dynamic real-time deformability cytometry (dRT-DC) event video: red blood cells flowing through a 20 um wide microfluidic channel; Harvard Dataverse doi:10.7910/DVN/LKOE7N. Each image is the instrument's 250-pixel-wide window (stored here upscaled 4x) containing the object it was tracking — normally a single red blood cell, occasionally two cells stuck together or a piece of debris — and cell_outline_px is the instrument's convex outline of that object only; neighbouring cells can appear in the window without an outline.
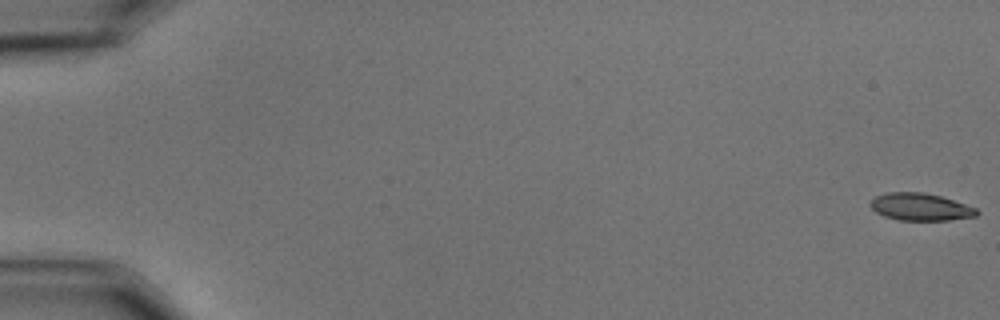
{"species": "common noctule bat (a hibernating species)", "species_latin": "Nyctalus noctula", "temperature_condition": "cold", "stored_images_in_passage": 59, "camera_frame_rate_fps": 3000, "um_per_image_px": 0.085, "animal": {"sex": "male", "body_mass_g": 15.6}, "frame": {"image": 1, "passage_image": 1, "time_ms": 0.0, "image_size_px": [1000, 320], "cell_outline_px": [[980, 212], [976, 216], [948, 220], [900, 220], [884, 216], [876, 212], [868, 204], [876, 196], [888, 192], [924, 192], [940, 196], [976, 208]], "centroid_in_image_um": [78.22, 17.59], "position_along_channel_um": 6.8, "area_um2": 16.82}}
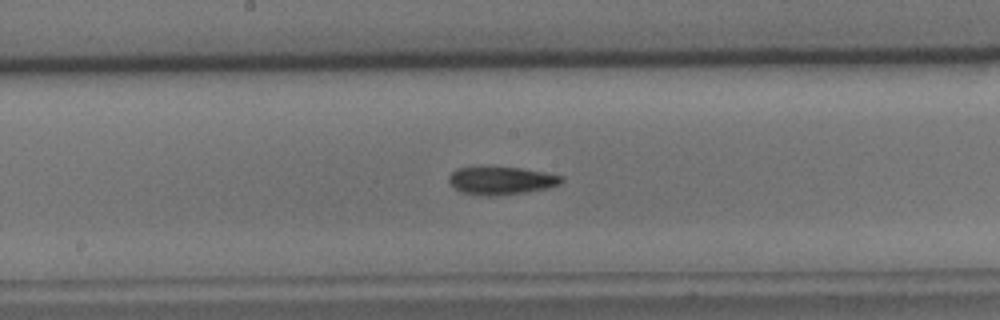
{"frame": {"image": 2, "passage_image": 32, "time_ms": 10.333, "image_size_px": [1000, 320], "cell_outline_px": [[564, 180], [560, 184], [548, 188], [524, 192], [496, 196], [484, 196], [460, 192], [448, 180], [448, 176], [456, 168], [520, 168], [544, 172], [564, 176]], "centroid_in_image_um": [42.63, 15.37], "position_along_channel_um": 205.6, "area_um2": 18.09}}
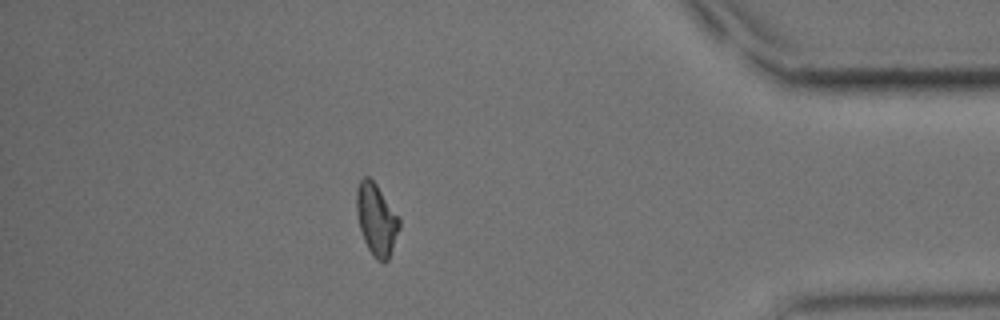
{"frame": {"image": 3, "passage_image": 52, "time_ms": 17.0, "image_size_px": [1000, 320], "cell_outline_px": [[400, 228], [388, 260], [384, 264], [376, 260], [368, 248], [364, 240], [360, 228], [356, 212], [356, 188], [360, 180], [364, 176], [368, 176], [376, 184], [400, 220]], "centroid_in_image_um": [31.98, 18.67], "position_along_channel_um": 403.2, "area_um2": 17.74}, "authors_computed_cell_mechanics": {"area_um2": 17.7446, "velocity_mm_per_s": 3.4971, "shape_relaxation_time_tau1_ms": 7.0307, "shape_relaxation_time_tau2_ms": 9.4667, "deformation_change_tau1": 0.1678, "deformation_change_tau2": 0.1902}}